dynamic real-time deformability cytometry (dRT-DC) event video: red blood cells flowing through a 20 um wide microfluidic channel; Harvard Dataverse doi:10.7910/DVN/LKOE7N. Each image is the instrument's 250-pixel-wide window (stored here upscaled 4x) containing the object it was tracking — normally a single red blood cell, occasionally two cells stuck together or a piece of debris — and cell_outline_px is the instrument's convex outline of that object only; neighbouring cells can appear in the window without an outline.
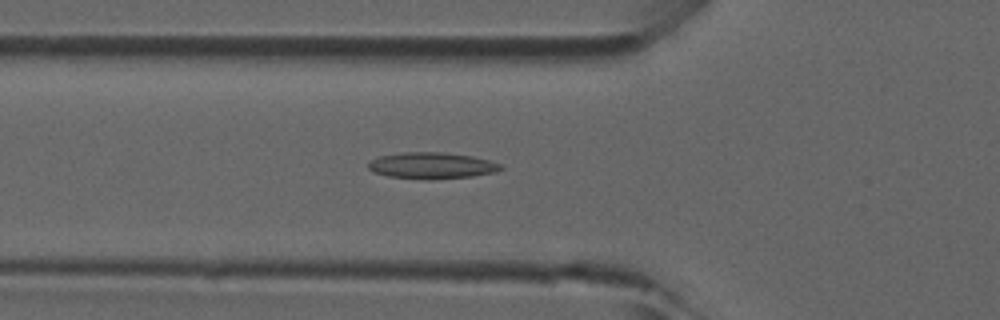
{"species": "common noctule bat (a hibernating species)", "species_latin": "Nyctalus noctula", "temperature_condition": "room temperature", "stored_images_in_passage": 37, "camera_frame_rate_fps": 3000, "um_per_image_px": 0.085, "animal": {"sex": "male", "forearm_length_mm": 52.5}, "frame": {"image": 1, "passage_image": 6, "time_ms": 1.667, "image_size_px": [1000, 320], "cell_outline_px": [[504, 168], [496, 172], [472, 176], [432, 180], [428, 180], [388, 176], [372, 172], [368, 168], [368, 164], [376, 156], [400, 152], [440, 152], [472, 156], [504, 164]], "centroid_in_image_um": [36.7, 14.07], "position_along_channel_um": 89.1, "area_um2": 20.63}}